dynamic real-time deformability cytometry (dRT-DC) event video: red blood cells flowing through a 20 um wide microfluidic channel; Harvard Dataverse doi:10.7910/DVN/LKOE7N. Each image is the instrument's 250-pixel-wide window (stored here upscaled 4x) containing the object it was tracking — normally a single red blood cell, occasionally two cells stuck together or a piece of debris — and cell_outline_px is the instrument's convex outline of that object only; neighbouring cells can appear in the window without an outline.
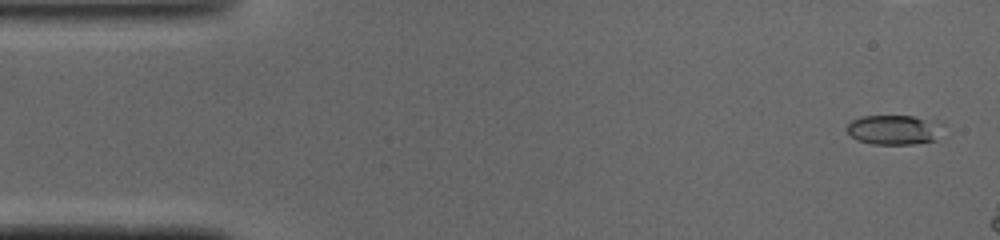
{"species": "common noctule bat (a hibernating species)", "species_latin": "Nyctalus noctula", "temperature_condition": "cold", "stored_images_in_passage": 9, "camera_frame_rate_fps": 3000, "um_per_image_px": 0.085, "animal": {"sex": "male", "body_mass_g": 19.0, "forearm_length_mm": 50.8}, "frame": {"image": 1, "passage_image": 2, "time_ms": 0.333, "image_size_px": [1000, 240], "cell_outline_px": [[944, 124], [936, 140], [912, 144], [872, 144], [856, 140], [848, 132], [848, 124], [852, 120], [860, 116], [912, 116], [936, 120]], "centroid_in_image_um": [76.02, 11.02], "position_along_channel_um": 9.0, "area_um2": 16.7}}